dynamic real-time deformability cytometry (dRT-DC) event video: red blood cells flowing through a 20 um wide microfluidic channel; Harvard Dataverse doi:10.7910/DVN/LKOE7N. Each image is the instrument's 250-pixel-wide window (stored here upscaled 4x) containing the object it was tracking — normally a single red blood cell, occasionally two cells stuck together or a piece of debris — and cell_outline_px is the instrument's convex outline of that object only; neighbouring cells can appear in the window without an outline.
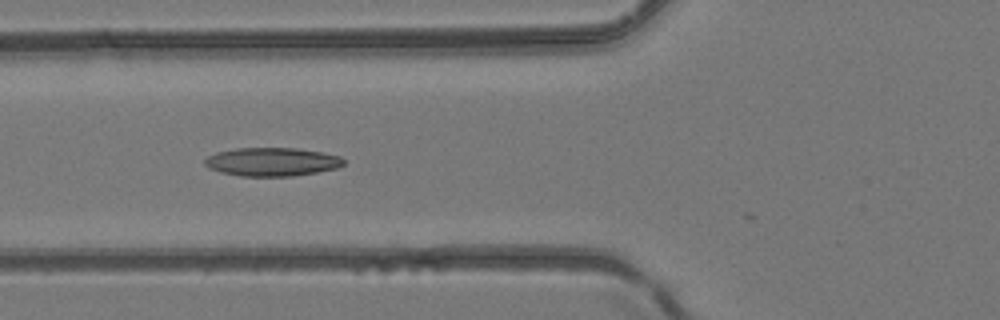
{"species": "common noctule bat (a hibernating species)", "species_latin": "Nyctalus noctula", "temperature_condition": "room temperature", "stored_images_in_passage": 7, "camera_frame_rate_fps": 3000, "um_per_image_px": 0.085, "animal": {"sex": "female", "body_mass_g": 24.6, "forearm_length_mm": 56.2}, "frame": {"image": 1, "passage_image": 6, "time_ms": 1.667, "image_size_px": [1000, 320], "cell_outline_px": [[344, 164], [340, 168], [292, 176], [240, 176], [220, 172], [208, 168], [204, 164], [204, 160], [208, 156], [216, 152], [236, 148], [296, 148], [324, 152], [340, 156], [344, 160]], "centroid_in_image_um": [23.13, 13.75], "position_along_channel_um": 102.7, "area_um2": 23.24}}